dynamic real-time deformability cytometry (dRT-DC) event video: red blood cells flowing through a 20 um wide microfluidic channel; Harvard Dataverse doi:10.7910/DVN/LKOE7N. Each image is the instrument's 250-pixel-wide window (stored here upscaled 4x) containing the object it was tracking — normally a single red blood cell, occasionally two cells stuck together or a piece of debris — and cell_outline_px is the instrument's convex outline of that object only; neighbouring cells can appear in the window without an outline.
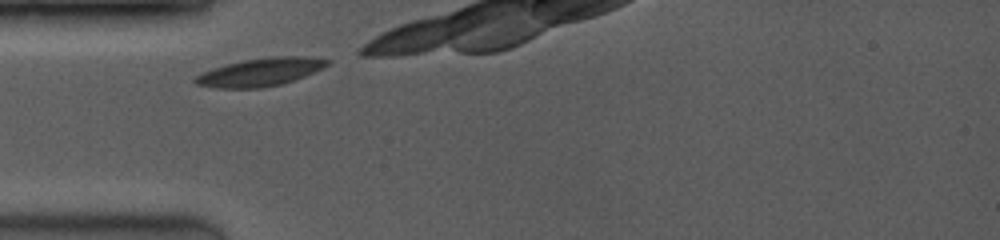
{"species": "common noctule bat (a hibernating species)", "species_latin": "Nyctalus noctula", "temperature_condition": "room temperature", "stored_images_in_passage": 34, "camera_frame_rate_fps": 3500, "um_per_image_px": 0.085, "animal": {"sex": "female", "body_mass_g": 19.0, "forearm_length_mm": 53.3}, "frame": {"image": 1, "passage_image": 1, "time_ms": 0.0, "image_size_px": [1000, 240], "cell_outline_px": [[332, 64], [304, 76], [280, 84], [260, 88], [216, 88], [196, 84], [192, 80], [200, 72], [212, 68], [244, 60], [272, 56], [304, 56], [332, 60]], "centroid_in_image_um": [22.13, 6.12], "position_along_channel_um": 62.9, "area_um2": 21.56}}